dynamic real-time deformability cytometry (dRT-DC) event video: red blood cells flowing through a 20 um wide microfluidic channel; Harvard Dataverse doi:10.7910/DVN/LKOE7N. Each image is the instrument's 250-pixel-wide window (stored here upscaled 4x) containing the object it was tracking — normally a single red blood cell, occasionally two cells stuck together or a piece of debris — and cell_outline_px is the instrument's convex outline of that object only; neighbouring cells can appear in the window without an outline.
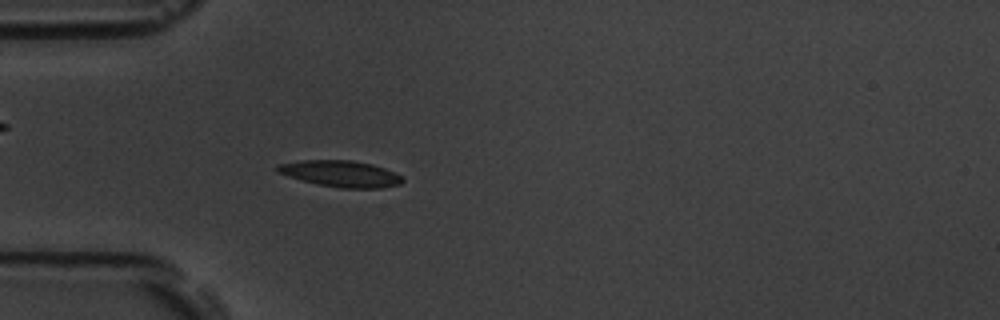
{"species": "common noctule bat (a hibernating species)", "species_latin": "Nyctalus noctula", "temperature_condition": "room temperature", "stored_images_in_passage": 53, "camera_frame_rate_fps": 3000, "um_per_image_px": 0.085, "animal": {"sex": "male", "body_mass_g": 19.5, "forearm_length_mm": 54.6}, "frame": {"image": 1, "passage_image": 15, "time_ms": 4.667, "image_size_px": [1000, 320], "cell_outline_px": [[404, 180], [400, 184], [380, 188], [340, 188], [316, 184], [300, 180], [276, 172], [276, 164], [304, 160], [352, 160], [372, 164], [396, 172]], "centroid_in_image_um": [28.94, 14.76], "position_along_channel_um": 56.1, "area_um2": 19.31}}
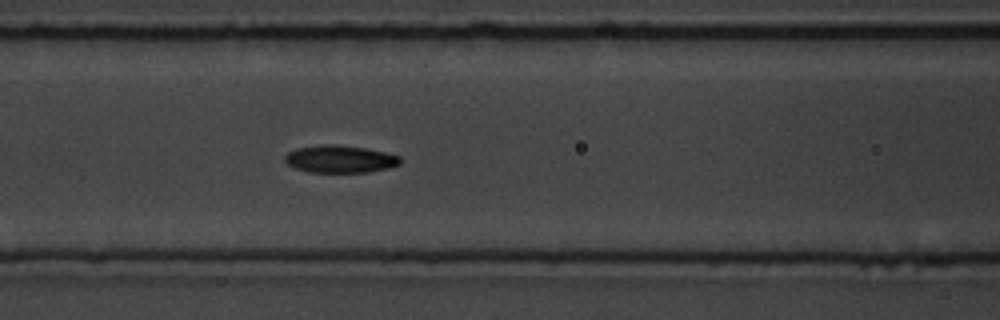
{"frame": {"image": 2, "passage_image": 22, "time_ms": 7.0, "image_size_px": [1000, 320], "cell_outline_px": [[400, 164], [388, 168], [368, 172], [308, 172], [296, 168], [288, 164], [284, 160], [284, 156], [288, 152], [296, 148], [324, 144], [332, 144], [364, 148], [384, 152], [400, 156]], "centroid_in_image_um": [28.88, 13.52], "position_along_channel_um": 137.7, "area_um2": 18.32}}
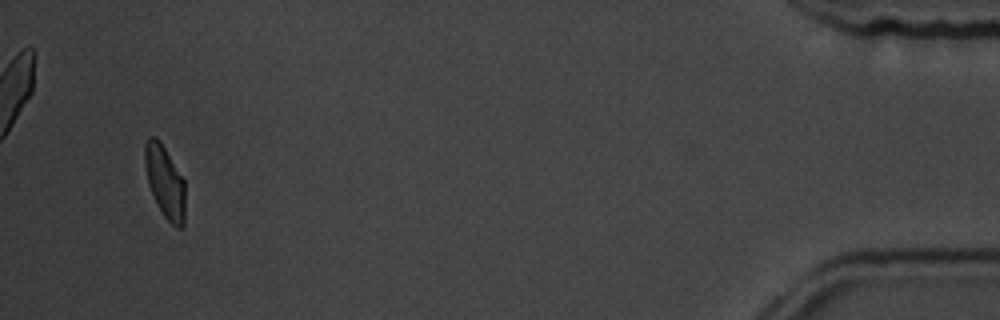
{"frame": {"image": 3, "passage_image": 51, "time_ms": 16.667, "image_size_px": [1000, 320], "cell_outline_px": [[184, 224], [180, 228], [176, 228], [164, 216], [148, 184], [144, 164], [144, 144], [148, 136], [156, 136], [160, 140], [184, 180]], "centroid_in_image_um": [14.0, 15.4], "position_along_channel_um": 421.2, "area_um2": 16.88}, "authors_computed_cell_mechanics": {"area_um2": 17.5712, "velocity_mm_per_s": 3.7532, "shape_relaxation_time_tau1_ms": 3.4923, "shape_relaxation_time_tau2_ms": 4.4252, "deformation_change_tau1": 0.1342, "deformation_change_tau2": 0.0892}}